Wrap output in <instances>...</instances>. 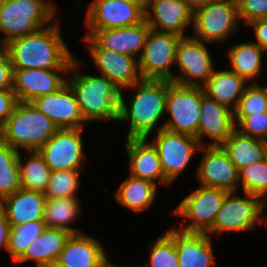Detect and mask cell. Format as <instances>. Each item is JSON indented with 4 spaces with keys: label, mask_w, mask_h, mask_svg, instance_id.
<instances>
[{
    "label": "cell",
    "mask_w": 267,
    "mask_h": 267,
    "mask_svg": "<svg viewBox=\"0 0 267 267\" xmlns=\"http://www.w3.org/2000/svg\"><path fill=\"white\" fill-rule=\"evenodd\" d=\"M100 242L86 233L71 234L57 261L66 267H106L109 257Z\"/></svg>",
    "instance_id": "22"
},
{
    "label": "cell",
    "mask_w": 267,
    "mask_h": 267,
    "mask_svg": "<svg viewBox=\"0 0 267 267\" xmlns=\"http://www.w3.org/2000/svg\"><path fill=\"white\" fill-rule=\"evenodd\" d=\"M237 1L214 0L194 11L193 32L196 39L224 43L239 29Z\"/></svg>",
    "instance_id": "8"
},
{
    "label": "cell",
    "mask_w": 267,
    "mask_h": 267,
    "mask_svg": "<svg viewBox=\"0 0 267 267\" xmlns=\"http://www.w3.org/2000/svg\"><path fill=\"white\" fill-rule=\"evenodd\" d=\"M70 235L68 231L46 228L37 239L29 244L25 253L15 263L35 261L36 266L41 267L57 261Z\"/></svg>",
    "instance_id": "27"
},
{
    "label": "cell",
    "mask_w": 267,
    "mask_h": 267,
    "mask_svg": "<svg viewBox=\"0 0 267 267\" xmlns=\"http://www.w3.org/2000/svg\"><path fill=\"white\" fill-rule=\"evenodd\" d=\"M10 232V223L4 213L0 210V249L8 250V238ZM1 251V250H0Z\"/></svg>",
    "instance_id": "44"
},
{
    "label": "cell",
    "mask_w": 267,
    "mask_h": 267,
    "mask_svg": "<svg viewBox=\"0 0 267 267\" xmlns=\"http://www.w3.org/2000/svg\"><path fill=\"white\" fill-rule=\"evenodd\" d=\"M262 20L267 23V14L262 18Z\"/></svg>",
    "instance_id": "51"
},
{
    "label": "cell",
    "mask_w": 267,
    "mask_h": 267,
    "mask_svg": "<svg viewBox=\"0 0 267 267\" xmlns=\"http://www.w3.org/2000/svg\"><path fill=\"white\" fill-rule=\"evenodd\" d=\"M239 19L247 25L267 14V0H237Z\"/></svg>",
    "instance_id": "40"
},
{
    "label": "cell",
    "mask_w": 267,
    "mask_h": 267,
    "mask_svg": "<svg viewBox=\"0 0 267 267\" xmlns=\"http://www.w3.org/2000/svg\"><path fill=\"white\" fill-rule=\"evenodd\" d=\"M80 201L79 198L72 197L46 198L43 218L46 228L61 229L71 234L83 233L75 227L69 226L80 215Z\"/></svg>",
    "instance_id": "31"
},
{
    "label": "cell",
    "mask_w": 267,
    "mask_h": 267,
    "mask_svg": "<svg viewBox=\"0 0 267 267\" xmlns=\"http://www.w3.org/2000/svg\"><path fill=\"white\" fill-rule=\"evenodd\" d=\"M125 153L130 163V175L151 181L154 184L158 180L163 186L169 187L171 185L165 178L158 151L148 141V138L126 139Z\"/></svg>",
    "instance_id": "23"
},
{
    "label": "cell",
    "mask_w": 267,
    "mask_h": 267,
    "mask_svg": "<svg viewBox=\"0 0 267 267\" xmlns=\"http://www.w3.org/2000/svg\"><path fill=\"white\" fill-rule=\"evenodd\" d=\"M69 69H20L13 70V86L19 102H32L60 89L66 82ZM63 76H62V75Z\"/></svg>",
    "instance_id": "17"
},
{
    "label": "cell",
    "mask_w": 267,
    "mask_h": 267,
    "mask_svg": "<svg viewBox=\"0 0 267 267\" xmlns=\"http://www.w3.org/2000/svg\"><path fill=\"white\" fill-rule=\"evenodd\" d=\"M236 129L234 112L205 95L198 124V141L204 146L203 138L213 140L208 145H222Z\"/></svg>",
    "instance_id": "20"
},
{
    "label": "cell",
    "mask_w": 267,
    "mask_h": 267,
    "mask_svg": "<svg viewBox=\"0 0 267 267\" xmlns=\"http://www.w3.org/2000/svg\"><path fill=\"white\" fill-rule=\"evenodd\" d=\"M28 154V157L23 158L19 151L18 155L21 187L26 190L45 192L52 171L38 151H28Z\"/></svg>",
    "instance_id": "32"
},
{
    "label": "cell",
    "mask_w": 267,
    "mask_h": 267,
    "mask_svg": "<svg viewBox=\"0 0 267 267\" xmlns=\"http://www.w3.org/2000/svg\"><path fill=\"white\" fill-rule=\"evenodd\" d=\"M150 28L144 19L134 26L88 31L83 37H91L101 48L139 59Z\"/></svg>",
    "instance_id": "21"
},
{
    "label": "cell",
    "mask_w": 267,
    "mask_h": 267,
    "mask_svg": "<svg viewBox=\"0 0 267 267\" xmlns=\"http://www.w3.org/2000/svg\"><path fill=\"white\" fill-rule=\"evenodd\" d=\"M130 88L135 89L136 93H133L128 102L121 90L118 122H130L126 139L149 138L155 127L156 131L164 129V124L156 125L166 113L167 80L141 79L124 89L129 91Z\"/></svg>",
    "instance_id": "2"
},
{
    "label": "cell",
    "mask_w": 267,
    "mask_h": 267,
    "mask_svg": "<svg viewBox=\"0 0 267 267\" xmlns=\"http://www.w3.org/2000/svg\"><path fill=\"white\" fill-rule=\"evenodd\" d=\"M45 229L43 220L10 226L7 253L11 255L12 263H15L25 253L29 244L37 239Z\"/></svg>",
    "instance_id": "34"
},
{
    "label": "cell",
    "mask_w": 267,
    "mask_h": 267,
    "mask_svg": "<svg viewBox=\"0 0 267 267\" xmlns=\"http://www.w3.org/2000/svg\"><path fill=\"white\" fill-rule=\"evenodd\" d=\"M264 160L267 163V146H266V149H265Z\"/></svg>",
    "instance_id": "50"
},
{
    "label": "cell",
    "mask_w": 267,
    "mask_h": 267,
    "mask_svg": "<svg viewBox=\"0 0 267 267\" xmlns=\"http://www.w3.org/2000/svg\"><path fill=\"white\" fill-rule=\"evenodd\" d=\"M58 130L32 103L18 101L0 129V139L18 151H38Z\"/></svg>",
    "instance_id": "4"
},
{
    "label": "cell",
    "mask_w": 267,
    "mask_h": 267,
    "mask_svg": "<svg viewBox=\"0 0 267 267\" xmlns=\"http://www.w3.org/2000/svg\"><path fill=\"white\" fill-rule=\"evenodd\" d=\"M19 151L0 139V201L20 190Z\"/></svg>",
    "instance_id": "33"
},
{
    "label": "cell",
    "mask_w": 267,
    "mask_h": 267,
    "mask_svg": "<svg viewBox=\"0 0 267 267\" xmlns=\"http://www.w3.org/2000/svg\"><path fill=\"white\" fill-rule=\"evenodd\" d=\"M156 133L151 143L158 151L165 178L173 184L202 145L196 137L188 134L166 129Z\"/></svg>",
    "instance_id": "12"
},
{
    "label": "cell",
    "mask_w": 267,
    "mask_h": 267,
    "mask_svg": "<svg viewBox=\"0 0 267 267\" xmlns=\"http://www.w3.org/2000/svg\"><path fill=\"white\" fill-rule=\"evenodd\" d=\"M81 170H56L51 172L44 192L46 198H78Z\"/></svg>",
    "instance_id": "36"
},
{
    "label": "cell",
    "mask_w": 267,
    "mask_h": 267,
    "mask_svg": "<svg viewBox=\"0 0 267 267\" xmlns=\"http://www.w3.org/2000/svg\"><path fill=\"white\" fill-rule=\"evenodd\" d=\"M248 82L232 70H215L203 86L205 94L219 104L236 110Z\"/></svg>",
    "instance_id": "26"
},
{
    "label": "cell",
    "mask_w": 267,
    "mask_h": 267,
    "mask_svg": "<svg viewBox=\"0 0 267 267\" xmlns=\"http://www.w3.org/2000/svg\"><path fill=\"white\" fill-rule=\"evenodd\" d=\"M243 194L245 196L240 197L236 192H229L225 196L214 224L207 232L210 237L213 233L248 231L263 222L267 225V216L262 214L267 202L257 195Z\"/></svg>",
    "instance_id": "6"
},
{
    "label": "cell",
    "mask_w": 267,
    "mask_h": 267,
    "mask_svg": "<svg viewBox=\"0 0 267 267\" xmlns=\"http://www.w3.org/2000/svg\"><path fill=\"white\" fill-rule=\"evenodd\" d=\"M149 249L150 260L143 267H180L175 247V227L154 240Z\"/></svg>",
    "instance_id": "35"
},
{
    "label": "cell",
    "mask_w": 267,
    "mask_h": 267,
    "mask_svg": "<svg viewBox=\"0 0 267 267\" xmlns=\"http://www.w3.org/2000/svg\"><path fill=\"white\" fill-rule=\"evenodd\" d=\"M207 233L185 232L175 228V247L180 267H211L216 263L212 241Z\"/></svg>",
    "instance_id": "25"
},
{
    "label": "cell",
    "mask_w": 267,
    "mask_h": 267,
    "mask_svg": "<svg viewBox=\"0 0 267 267\" xmlns=\"http://www.w3.org/2000/svg\"><path fill=\"white\" fill-rule=\"evenodd\" d=\"M85 18L88 31H98L137 25L145 19V12L123 0H93Z\"/></svg>",
    "instance_id": "15"
},
{
    "label": "cell",
    "mask_w": 267,
    "mask_h": 267,
    "mask_svg": "<svg viewBox=\"0 0 267 267\" xmlns=\"http://www.w3.org/2000/svg\"><path fill=\"white\" fill-rule=\"evenodd\" d=\"M228 193L224 189L203 186L192 190L173 210L174 215L190 220L188 224L178 229L185 232L207 233L212 228Z\"/></svg>",
    "instance_id": "9"
},
{
    "label": "cell",
    "mask_w": 267,
    "mask_h": 267,
    "mask_svg": "<svg viewBox=\"0 0 267 267\" xmlns=\"http://www.w3.org/2000/svg\"><path fill=\"white\" fill-rule=\"evenodd\" d=\"M59 20L7 43L13 70L70 69L75 56L62 39Z\"/></svg>",
    "instance_id": "1"
},
{
    "label": "cell",
    "mask_w": 267,
    "mask_h": 267,
    "mask_svg": "<svg viewBox=\"0 0 267 267\" xmlns=\"http://www.w3.org/2000/svg\"><path fill=\"white\" fill-rule=\"evenodd\" d=\"M186 3L189 5V7L195 11L196 9L207 5L208 3H210L211 1L214 0H185Z\"/></svg>",
    "instance_id": "45"
},
{
    "label": "cell",
    "mask_w": 267,
    "mask_h": 267,
    "mask_svg": "<svg viewBox=\"0 0 267 267\" xmlns=\"http://www.w3.org/2000/svg\"><path fill=\"white\" fill-rule=\"evenodd\" d=\"M55 8L50 0H0L2 40L8 43L48 26L57 19Z\"/></svg>",
    "instance_id": "5"
},
{
    "label": "cell",
    "mask_w": 267,
    "mask_h": 267,
    "mask_svg": "<svg viewBox=\"0 0 267 267\" xmlns=\"http://www.w3.org/2000/svg\"><path fill=\"white\" fill-rule=\"evenodd\" d=\"M106 267H143V265L141 266V265H138V266H128V265H125V266H121V265H116V264H112V263H110V260L108 259V261H107V264H106Z\"/></svg>",
    "instance_id": "48"
},
{
    "label": "cell",
    "mask_w": 267,
    "mask_h": 267,
    "mask_svg": "<svg viewBox=\"0 0 267 267\" xmlns=\"http://www.w3.org/2000/svg\"><path fill=\"white\" fill-rule=\"evenodd\" d=\"M31 103L49 117L58 129L84 128L88 124L67 82L60 89L38 97Z\"/></svg>",
    "instance_id": "18"
},
{
    "label": "cell",
    "mask_w": 267,
    "mask_h": 267,
    "mask_svg": "<svg viewBox=\"0 0 267 267\" xmlns=\"http://www.w3.org/2000/svg\"><path fill=\"white\" fill-rule=\"evenodd\" d=\"M205 95L203 87L180 85L167 80L166 113L170 118L165 121L164 129L198 139L199 115Z\"/></svg>",
    "instance_id": "7"
},
{
    "label": "cell",
    "mask_w": 267,
    "mask_h": 267,
    "mask_svg": "<svg viewBox=\"0 0 267 267\" xmlns=\"http://www.w3.org/2000/svg\"><path fill=\"white\" fill-rule=\"evenodd\" d=\"M239 185L243 193L261 197L267 202V163L265 160L253 163L238 171Z\"/></svg>",
    "instance_id": "37"
},
{
    "label": "cell",
    "mask_w": 267,
    "mask_h": 267,
    "mask_svg": "<svg viewBox=\"0 0 267 267\" xmlns=\"http://www.w3.org/2000/svg\"><path fill=\"white\" fill-rule=\"evenodd\" d=\"M253 27L255 42L267 53V23L262 19L250 22L246 27Z\"/></svg>",
    "instance_id": "43"
},
{
    "label": "cell",
    "mask_w": 267,
    "mask_h": 267,
    "mask_svg": "<svg viewBox=\"0 0 267 267\" xmlns=\"http://www.w3.org/2000/svg\"><path fill=\"white\" fill-rule=\"evenodd\" d=\"M157 187L151 181L129 175L117 188L115 200L134 213L144 212L154 203Z\"/></svg>",
    "instance_id": "28"
},
{
    "label": "cell",
    "mask_w": 267,
    "mask_h": 267,
    "mask_svg": "<svg viewBox=\"0 0 267 267\" xmlns=\"http://www.w3.org/2000/svg\"><path fill=\"white\" fill-rule=\"evenodd\" d=\"M41 267H66V266L60 264L58 261H53V262L46 264V265H43Z\"/></svg>",
    "instance_id": "47"
},
{
    "label": "cell",
    "mask_w": 267,
    "mask_h": 267,
    "mask_svg": "<svg viewBox=\"0 0 267 267\" xmlns=\"http://www.w3.org/2000/svg\"><path fill=\"white\" fill-rule=\"evenodd\" d=\"M82 40L99 73L110 79L120 90L133 86L142 79L137 58L101 48L91 37H83Z\"/></svg>",
    "instance_id": "16"
},
{
    "label": "cell",
    "mask_w": 267,
    "mask_h": 267,
    "mask_svg": "<svg viewBox=\"0 0 267 267\" xmlns=\"http://www.w3.org/2000/svg\"><path fill=\"white\" fill-rule=\"evenodd\" d=\"M84 128L59 129L39 150L51 171L82 170Z\"/></svg>",
    "instance_id": "13"
},
{
    "label": "cell",
    "mask_w": 267,
    "mask_h": 267,
    "mask_svg": "<svg viewBox=\"0 0 267 267\" xmlns=\"http://www.w3.org/2000/svg\"><path fill=\"white\" fill-rule=\"evenodd\" d=\"M17 102L13 90L0 91V129L5 125Z\"/></svg>",
    "instance_id": "42"
},
{
    "label": "cell",
    "mask_w": 267,
    "mask_h": 267,
    "mask_svg": "<svg viewBox=\"0 0 267 267\" xmlns=\"http://www.w3.org/2000/svg\"><path fill=\"white\" fill-rule=\"evenodd\" d=\"M267 111V84H249L240 98L234 115H251Z\"/></svg>",
    "instance_id": "38"
},
{
    "label": "cell",
    "mask_w": 267,
    "mask_h": 267,
    "mask_svg": "<svg viewBox=\"0 0 267 267\" xmlns=\"http://www.w3.org/2000/svg\"><path fill=\"white\" fill-rule=\"evenodd\" d=\"M179 75L171 80L180 85L203 87L214 73V62L204 41L192 35L182 37L176 48Z\"/></svg>",
    "instance_id": "11"
},
{
    "label": "cell",
    "mask_w": 267,
    "mask_h": 267,
    "mask_svg": "<svg viewBox=\"0 0 267 267\" xmlns=\"http://www.w3.org/2000/svg\"><path fill=\"white\" fill-rule=\"evenodd\" d=\"M200 151H203V156L195 171L199 185L237 192L240 189L238 170L224 148L221 145H204Z\"/></svg>",
    "instance_id": "14"
},
{
    "label": "cell",
    "mask_w": 267,
    "mask_h": 267,
    "mask_svg": "<svg viewBox=\"0 0 267 267\" xmlns=\"http://www.w3.org/2000/svg\"><path fill=\"white\" fill-rule=\"evenodd\" d=\"M227 53L232 67L230 70L244 78L248 83L250 81H252L251 83H258L257 77H259L263 66L262 59L267 56V53L258 44L241 42L229 48Z\"/></svg>",
    "instance_id": "29"
},
{
    "label": "cell",
    "mask_w": 267,
    "mask_h": 267,
    "mask_svg": "<svg viewBox=\"0 0 267 267\" xmlns=\"http://www.w3.org/2000/svg\"><path fill=\"white\" fill-rule=\"evenodd\" d=\"M182 36L161 32L150 28L145 45L138 59L139 72L142 79L172 80L175 65L176 48Z\"/></svg>",
    "instance_id": "10"
},
{
    "label": "cell",
    "mask_w": 267,
    "mask_h": 267,
    "mask_svg": "<svg viewBox=\"0 0 267 267\" xmlns=\"http://www.w3.org/2000/svg\"><path fill=\"white\" fill-rule=\"evenodd\" d=\"M13 67L7 51L0 54V91L12 90Z\"/></svg>",
    "instance_id": "41"
},
{
    "label": "cell",
    "mask_w": 267,
    "mask_h": 267,
    "mask_svg": "<svg viewBox=\"0 0 267 267\" xmlns=\"http://www.w3.org/2000/svg\"><path fill=\"white\" fill-rule=\"evenodd\" d=\"M80 66V61L74 57L67 84L75 95L84 120L87 123L104 120L117 122L121 90L104 75L77 72Z\"/></svg>",
    "instance_id": "3"
},
{
    "label": "cell",
    "mask_w": 267,
    "mask_h": 267,
    "mask_svg": "<svg viewBox=\"0 0 267 267\" xmlns=\"http://www.w3.org/2000/svg\"><path fill=\"white\" fill-rule=\"evenodd\" d=\"M123 1H127L135 5H138L144 12L148 4V0H123Z\"/></svg>",
    "instance_id": "46"
},
{
    "label": "cell",
    "mask_w": 267,
    "mask_h": 267,
    "mask_svg": "<svg viewBox=\"0 0 267 267\" xmlns=\"http://www.w3.org/2000/svg\"><path fill=\"white\" fill-rule=\"evenodd\" d=\"M46 196L44 192L21 188L0 201V210L10 226L43 220Z\"/></svg>",
    "instance_id": "24"
},
{
    "label": "cell",
    "mask_w": 267,
    "mask_h": 267,
    "mask_svg": "<svg viewBox=\"0 0 267 267\" xmlns=\"http://www.w3.org/2000/svg\"><path fill=\"white\" fill-rule=\"evenodd\" d=\"M221 146L239 171L264 160L267 141L246 136L235 129Z\"/></svg>",
    "instance_id": "30"
},
{
    "label": "cell",
    "mask_w": 267,
    "mask_h": 267,
    "mask_svg": "<svg viewBox=\"0 0 267 267\" xmlns=\"http://www.w3.org/2000/svg\"><path fill=\"white\" fill-rule=\"evenodd\" d=\"M194 11L185 0H148L145 20L157 31L185 37L187 27L193 26Z\"/></svg>",
    "instance_id": "19"
},
{
    "label": "cell",
    "mask_w": 267,
    "mask_h": 267,
    "mask_svg": "<svg viewBox=\"0 0 267 267\" xmlns=\"http://www.w3.org/2000/svg\"><path fill=\"white\" fill-rule=\"evenodd\" d=\"M236 130L252 138L267 141V111L251 115H234Z\"/></svg>",
    "instance_id": "39"
},
{
    "label": "cell",
    "mask_w": 267,
    "mask_h": 267,
    "mask_svg": "<svg viewBox=\"0 0 267 267\" xmlns=\"http://www.w3.org/2000/svg\"><path fill=\"white\" fill-rule=\"evenodd\" d=\"M7 43L4 40H0V54L6 51Z\"/></svg>",
    "instance_id": "49"
}]
</instances>
